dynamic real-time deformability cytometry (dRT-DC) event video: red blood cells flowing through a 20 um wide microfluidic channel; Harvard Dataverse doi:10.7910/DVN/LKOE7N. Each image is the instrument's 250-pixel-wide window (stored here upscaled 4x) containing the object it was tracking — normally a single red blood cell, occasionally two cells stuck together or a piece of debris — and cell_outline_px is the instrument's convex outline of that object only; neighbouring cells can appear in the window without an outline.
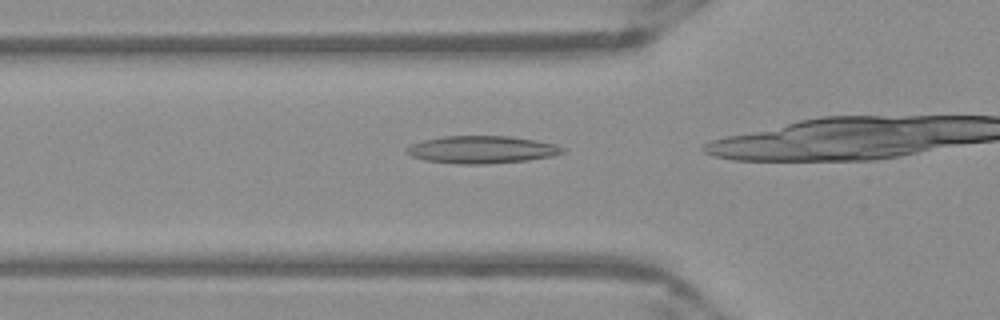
{"species": "Egyptian fruit bat (a non-hibernating species)", "species_latin": "Rousettus aegyptiacus", "temperature_condition": "warm", "stored_images_in_passage": 18, "camera_frame_rate_fps": 3000, "um_per_image_px": 0.085, "frame": {"image": 1, "passage_image": 13, "time_ms": 4.0, "image_size_px": [1000, 320], "cell_outline_px": [[564, 152], [552, 156], [528, 160], [484, 164], [460, 164], [424, 160], [412, 156], [404, 152], [404, 148], [412, 144], [424, 140], [440, 136], [508, 136], [536, 140], [556, 144], [564, 148]], "centroid_in_image_um": [40.92, 12.71], "position_along_channel_um": 84.9, "area_um2": 25.03}}
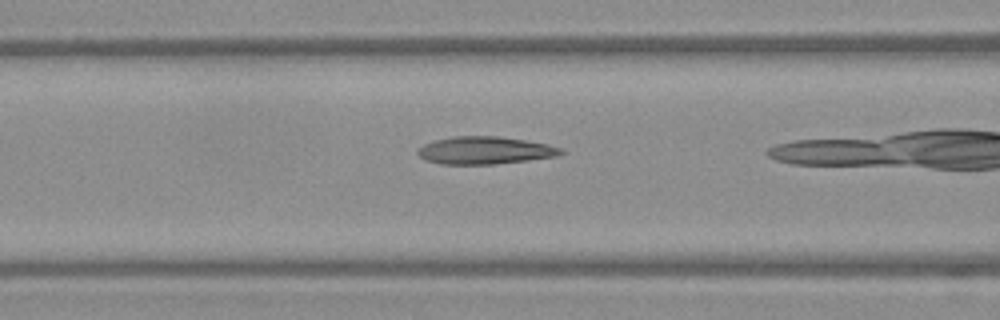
{"frame": {"image": 2, "passage_image": 16, "time_ms": 5.0, "image_size_px": [1000, 320], "cell_outline_px": [[564, 152], [556, 156], [528, 160], [496, 164], [440, 164], [424, 160], [416, 152], [416, 148], [432, 140], [452, 136], [496, 136], [524, 140], [548, 144], [560, 148]], "centroid_in_image_um": [41.14, 12.78], "position_along_channel_um": 125.5, "area_um2": 23.06}}